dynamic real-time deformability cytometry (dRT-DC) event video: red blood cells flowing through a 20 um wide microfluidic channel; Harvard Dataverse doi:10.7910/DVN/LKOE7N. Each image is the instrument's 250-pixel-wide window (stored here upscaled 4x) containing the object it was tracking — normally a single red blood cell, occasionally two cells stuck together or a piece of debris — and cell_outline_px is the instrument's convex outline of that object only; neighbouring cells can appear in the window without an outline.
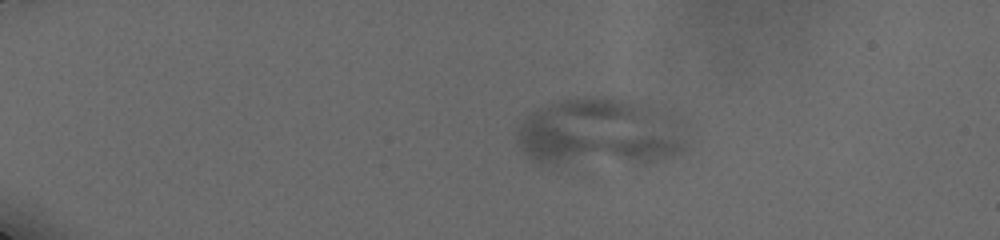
{"species": "human", "species_latin": "Homo sapiens", "temperature_condition": "cold", "stored_images_in_passage": 29, "camera_frame_rate_fps": 3000, "um_per_image_px": 0.085, "donor": {"sex": "male"}, "frame": {"image": 1, "passage_image": 9, "time_ms": 4.333, "image_size_px": [1000, 240], "cell_outline_px": [[688, 148], [684, 152], [676, 156], [656, 164], [556, 164], [532, 160], [520, 148], [516, 140], [516, 128], [536, 108], [564, 100], [584, 96], [608, 96], [648, 100], [680, 120], [688, 144]], "centroid_in_image_um": [51.12, 11.25], "position_along_channel_um": 33.9, "area_um2": 70.17}}